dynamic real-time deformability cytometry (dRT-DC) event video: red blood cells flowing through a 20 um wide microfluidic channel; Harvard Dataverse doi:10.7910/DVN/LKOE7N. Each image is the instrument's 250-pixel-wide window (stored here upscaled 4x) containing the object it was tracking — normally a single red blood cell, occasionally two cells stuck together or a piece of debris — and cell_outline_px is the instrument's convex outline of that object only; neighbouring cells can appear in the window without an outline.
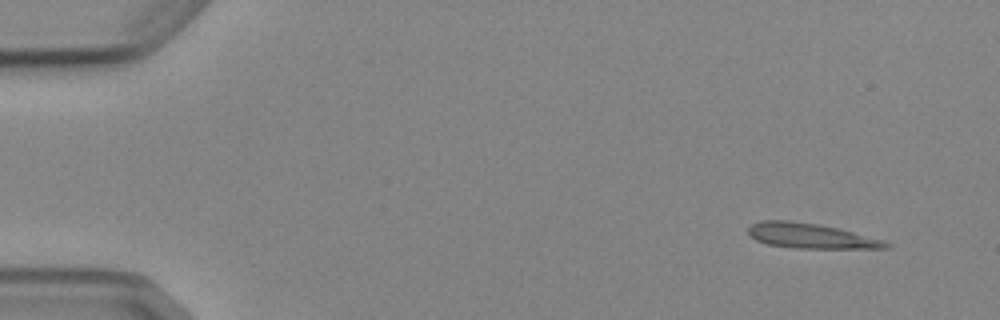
{"species": "Egyptian fruit bat (a non-hibernating species)", "species_latin": "Rousettus aegyptiacus", "temperature_condition": "cold", "stored_images_in_passage": 7, "camera_frame_rate_fps": 3000, "um_per_image_px": 0.085, "animal": {"sex": "female"}, "frame": {"image": 1, "passage_image": 1, "time_ms": 0.0, "image_size_px": [1000, 320], "cell_outline_px": [[892, 244], [888, 248], [796, 248], [768, 244], [756, 240], [748, 232], [748, 228], [752, 224], [760, 220], [788, 220], [816, 224], [836, 228], [884, 240]], "centroid_in_image_um": [68.89, 20.05], "position_along_channel_um": 16.1, "area_um2": 19.77}}
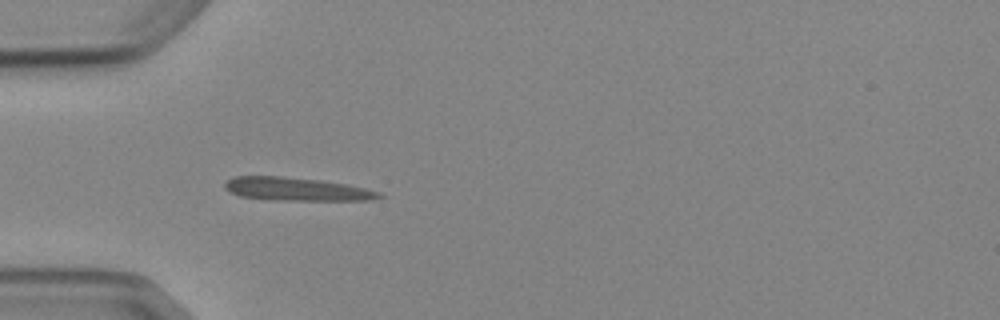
{"frame": {"image": 2, "passage_image": 4, "time_ms": 4.0, "image_size_px": [1000, 320], "cell_outline_px": [[384, 196], [372, 200], [276, 200], [240, 196], [228, 192], [224, 188], [224, 184], [232, 176], [280, 176], [320, 180], [344, 184], [364, 188], [380, 192]], "centroid_in_image_um": [25.16, 16.07], "position_along_channel_um": 59.8, "area_um2": 20.81}}
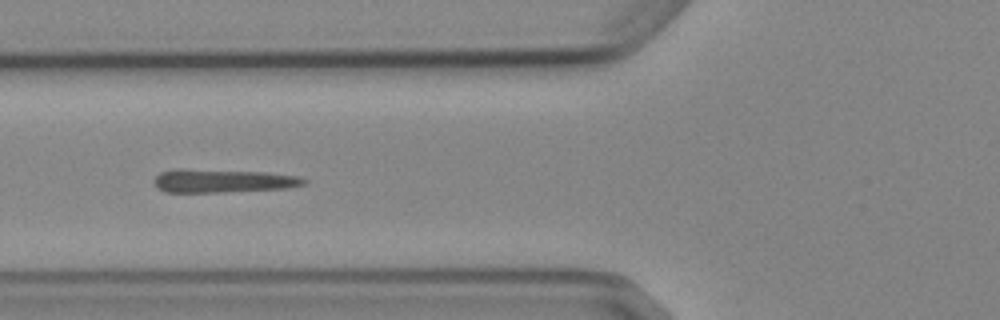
{"frame": {"image": 3, "passage_image": 5, "time_ms": 5.333, "image_size_px": [1000, 320], "cell_outline_px": [[308, 180], [304, 184], [288, 188], [224, 192], [164, 192], [156, 188], [152, 180], [160, 172], [176, 168], [180, 168], [264, 172], [300, 176]], "centroid_in_image_um": [18.89, 15.36], "position_along_channel_um": 106.9, "area_um2": 20.75}}